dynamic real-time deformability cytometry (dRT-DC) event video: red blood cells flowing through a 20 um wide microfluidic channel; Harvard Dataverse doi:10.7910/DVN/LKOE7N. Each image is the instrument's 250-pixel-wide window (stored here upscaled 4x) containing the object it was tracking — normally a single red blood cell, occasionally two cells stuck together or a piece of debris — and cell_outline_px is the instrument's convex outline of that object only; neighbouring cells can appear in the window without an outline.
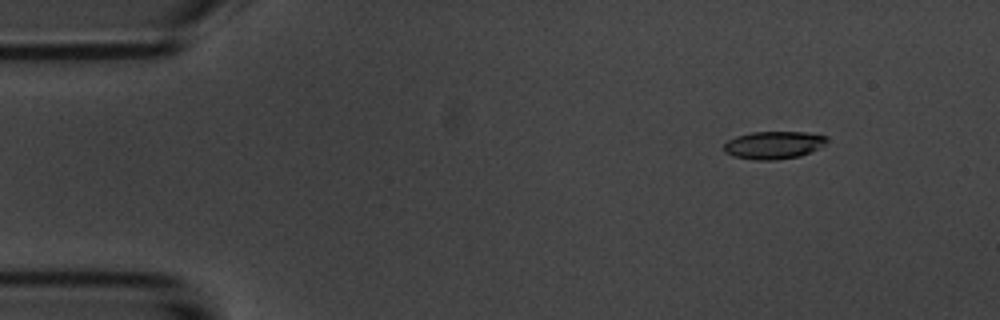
{"species": "common noctule bat (a hibernating species)", "species_latin": "Nyctalus noctula", "temperature_condition": "room temperature", "stored_images_in_passage": 55, "camera_frame_rate_fps": 3000, "um_per_image_px": 0.085, "animal": {"sex": "male", "body_mass_g": 20.1, "forearm_length_mm": 53.5}, "frame": {"image": 1, "passage_image": 7, "time_ms": 2.0, "image_size_px": [1000, 320], "cell_outline_px": [[828, 140], [824, 144], [812, 152], [800, 156], [772, 160], [756, 160], [736, 156], [724, 152], [724, 144], [728, 140], [736, 136], [752, 132], [804, 132], [828, 136]], "centroid_in_image_um": [65.78, 12.32], "position_along_channel_um": 19.2, "area_um2": 16.53}}
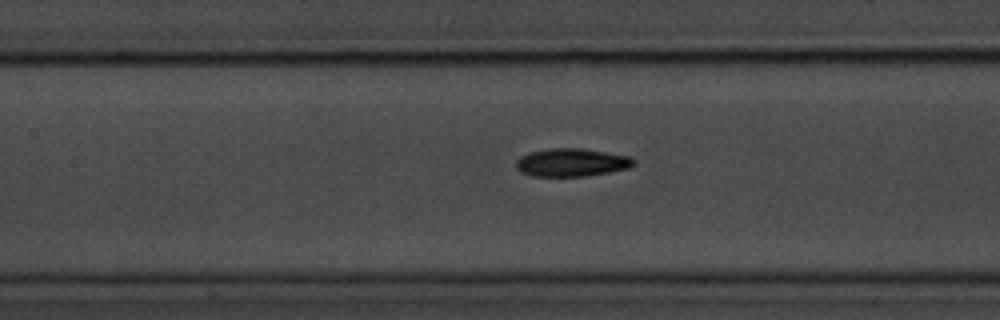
{"frame": {"image": 2, "passage_image": 25, "time_ms": 8.0, "image_size_px": [1000, 320], "cell_outline_px": [[632, 164], [628, 168], [608, 172], [584, 176], [532, 176], [520, 172], [516, 168], [516, 160], [520, 156], [528, 152], [548, 148], [580, 148], [628, 156], [632, 160]], "centroid_in_image_um": [48.48, 13.8], "position_along_channel_um": 158.9, "area_um2": 19.02}}
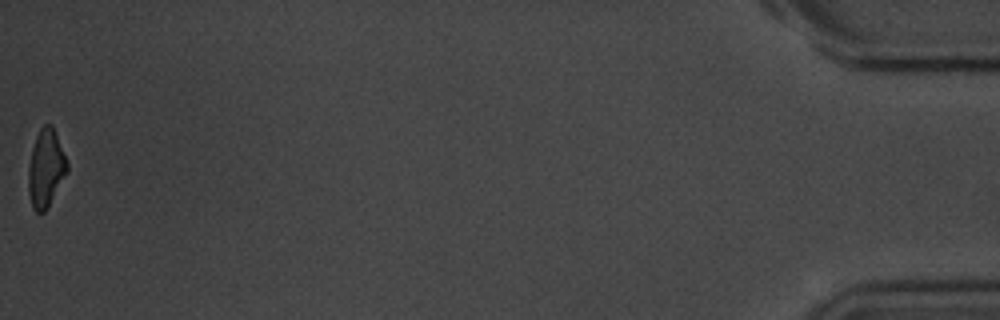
{"frame": {"image": 3, "passage_image": 55, "time_ms": 18.0, "image_size_px": [1000, 320], "cell_outline_px": [[68, 172], [48, 208], [44, 212], [36, 212], [32, 208], [28, 192], [28, 168], [32, 148], [36, 136], [40, 128], [44, 124], [52, 124], [68, 164]], "centroid_in_image_um": [3.89, 14.34], "position_along_channel_um": 431.3, "area_um2": 17.69}, "authors_computed_cell_mechanics": {"area_um2": 18.2648, "velocity_mm_per_s": 3.7145, "shape_relaxation_time_tau1_ms": 2.7517, "shape_relaxation_time_tau2_ms": 4.3699, "deformation_change_tau1": 0.1331, "deformation_change_tau2": 0.1146}}